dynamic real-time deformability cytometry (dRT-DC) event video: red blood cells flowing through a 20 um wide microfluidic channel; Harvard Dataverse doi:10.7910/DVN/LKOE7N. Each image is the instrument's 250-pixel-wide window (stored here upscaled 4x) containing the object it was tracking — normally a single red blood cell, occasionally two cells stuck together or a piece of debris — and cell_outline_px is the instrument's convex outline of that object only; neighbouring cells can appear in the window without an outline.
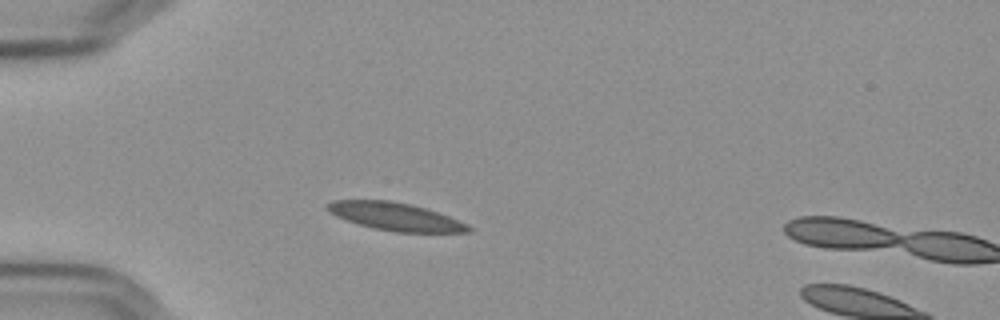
{"species": "Egyptian fruit bat (a non-hibernating species)", "species_latin": "Rousettus aegyptiacus", "temperature_condition": "cold", "stored_images_in_passage": 3, "camera_frame_rate_fps": 3000, "um_per_image_px": 0.085, "frame": {"image": 1, "passage_image": 1, "time_ms": 0.0, "image_size_px": [1000, 320], "cell_outline_px": [[472, 232], [396, 232], [372, 228], [336, 216], [328, 212], [324, 208], [332, 200], [388, 200], [408, 204], [424, 208], [448, 216], [468, 224], [472, 228]], "centroid_in_image_um": [33.59, 18.41], "position_along_channel_um": 51.4, "area_um2": 22.66}}